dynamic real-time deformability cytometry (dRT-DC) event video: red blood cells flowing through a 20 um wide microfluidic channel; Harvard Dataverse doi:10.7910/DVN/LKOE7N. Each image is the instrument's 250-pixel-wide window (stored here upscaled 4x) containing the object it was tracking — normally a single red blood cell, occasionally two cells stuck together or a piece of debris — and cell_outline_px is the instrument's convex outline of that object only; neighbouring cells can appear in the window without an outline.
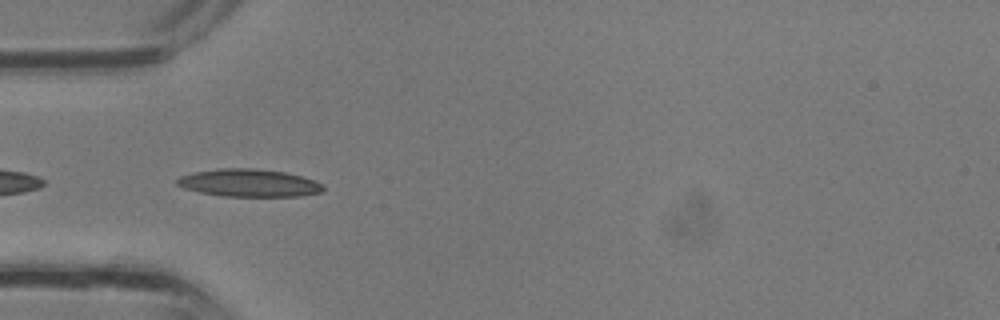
{"species": "common noctule bat (a hibernating species)", "species_latin": "Nyctalus noctula", "temperature_condition": "room temperature", "stored_images_in_passage": 27, "camera_frame_rate_fps": 3000, "um_per_image_px": 0.085, "animal": {"sex": "male", "body_mass_g": 13.3}, "frame": {"image": 1, "passage_image": 6, "time_ms": 1.667, "image_size_px": [1000, 320], "cell_outline_px": [[324, 188], [320, 192], [300, 196], [224, 196], [200, 192], [184, 188], [176, 184], [176, 180], [180, 176], [192, 172], [220, 168], [256, 168], [284, 172], [300, 176], [324, 184]], "centroid_in_image_um": [21.13, 15.54], "position_along_channel_um": 63.9, "area_um2": 23.47}}
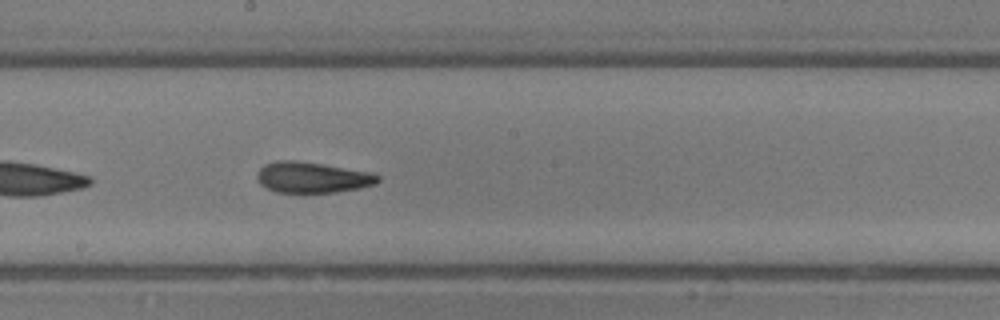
{"frame": {"image": 2, "passage_image": 14, "time_ms": 4.333, "image_size_px": [1000, 320], "cell_outline_px": [[380, 180], [376, 184], [360, 188], [336, 192], [276, 192], [260, 184], [256, 180], [256, 172], [264, 164], [276, 160], [296, 160], [372, 172], [380, 176]], "centroid_in_image_um": [26.53, 15.07], "position_along_channel_um": 221.7, "area_um2": 21.85}}
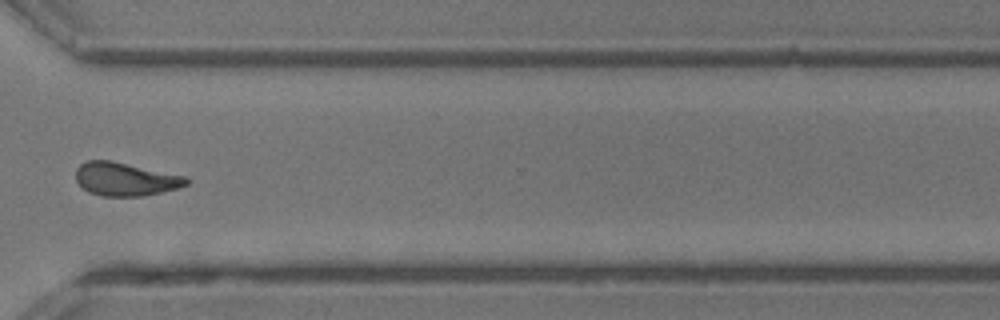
{"frame": {"image": 3, "passage_image": 21, "time_ms": 6.667, "image_size_px": [1000, 320], "cell_outline_px": [[188, 184], [176, 188], [144, 196], [100, 196], [88, 192], [76, 180], [76, 168], [80, 164], [88, 160], [112, 160], [188, 176]], "centroid_in_image_um": [10.66, 15.21], "position_along_channel_um": 359.9, "area_um2": 21.62}}